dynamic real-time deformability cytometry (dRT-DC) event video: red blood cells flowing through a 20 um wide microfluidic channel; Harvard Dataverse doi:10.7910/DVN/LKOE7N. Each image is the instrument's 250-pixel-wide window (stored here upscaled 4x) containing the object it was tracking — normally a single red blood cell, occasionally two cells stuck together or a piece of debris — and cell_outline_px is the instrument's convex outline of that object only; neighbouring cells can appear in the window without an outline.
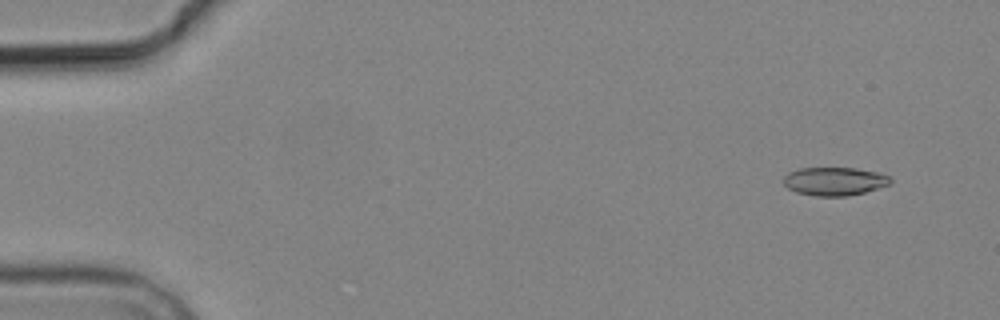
{"species": "common noctule bat (a hibernating species)", "species_latin": "Nyctalus noctula", "temperature_condition": "cold", "stored_images_in_passage": 5, "camera_frame_rate_fps": 3000, "um_per_image_px": 0.085, "animal": {"sex": "male", "body_mass_g": 19.2, "forearm_length_mm": 51.8}, "frame": {"image": 1, "passage_image": 2, "time_ms": 1.333, "image_size_px": [1000, 320], "cell_outline_px": [[892, 180], [888, 184], [864, 192], [848, 196], [816, 196], [796, 192], [788, 188], [784, 184], [784, 176], [788, 172], [800, 168], [856, 168], [880, 172], [888, 176]], "centroid_in_image_um": [70.91, 15.4], "position_along_channel_um": 14.1, "area_um2": 17.57}}
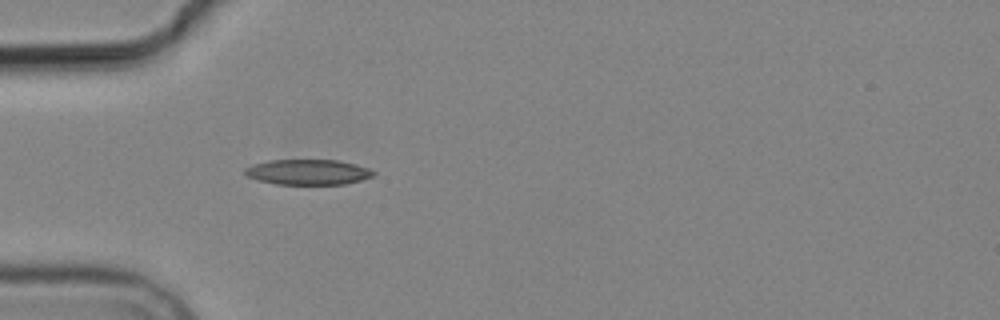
{"frame": {"image": 2, "passage_image": 5, "time_ms": 5.667, "image_size_px": [1000, 320], "cell_outline_px": [[376, 172], [372, 176], [360, 180], [344, 184], [276, 184], [256, 180], [248, 176], [244, 172], [244, 168], [252, 164], [268, 160], [336, 160], [356, 164], [368, 168]], "centroid_in_image_um": [26.14, 14.62], "position_along_channel_um": 58.9, "area_um2": 18.96}}